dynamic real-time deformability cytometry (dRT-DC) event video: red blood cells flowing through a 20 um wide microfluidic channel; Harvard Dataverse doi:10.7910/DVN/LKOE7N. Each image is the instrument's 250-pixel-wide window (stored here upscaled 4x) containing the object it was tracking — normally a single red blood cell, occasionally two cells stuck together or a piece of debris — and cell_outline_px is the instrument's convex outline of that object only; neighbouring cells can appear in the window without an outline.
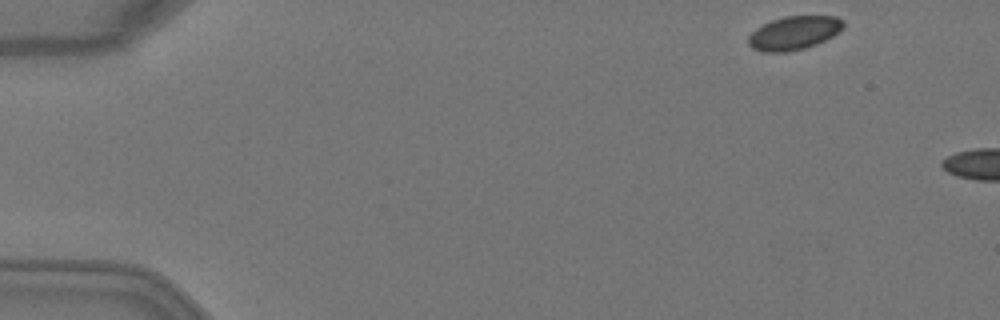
{"species": "Egyptian fruit bat (a non-hibernating species)", "species_latin": "Rousettus aegyptiacus", "temperature_condition": "warm", "stored_images_in_passage": 3, "camera_frame_rate_fps": 3000, "um_per_image_px": 0.085, "animal": {"sex": "female"}, "frame": {"image": 1, "passage_image": 1, "time_ms": 0.0, "image_size_px": [1000, 320], "cell_outline_px": [[844, 28], [840, 32], [816, 44], [804, 48], [784, 52], [764, 52], [752, 48], [748, 44], [748, 36], [756, 28], [772, 20], [784, 16], [836, 16], [844, 20]], "centroid_in_image_um": [67.5, 2.79], "position_along_channel_um": 17.5, "area_um2": 18.61}}